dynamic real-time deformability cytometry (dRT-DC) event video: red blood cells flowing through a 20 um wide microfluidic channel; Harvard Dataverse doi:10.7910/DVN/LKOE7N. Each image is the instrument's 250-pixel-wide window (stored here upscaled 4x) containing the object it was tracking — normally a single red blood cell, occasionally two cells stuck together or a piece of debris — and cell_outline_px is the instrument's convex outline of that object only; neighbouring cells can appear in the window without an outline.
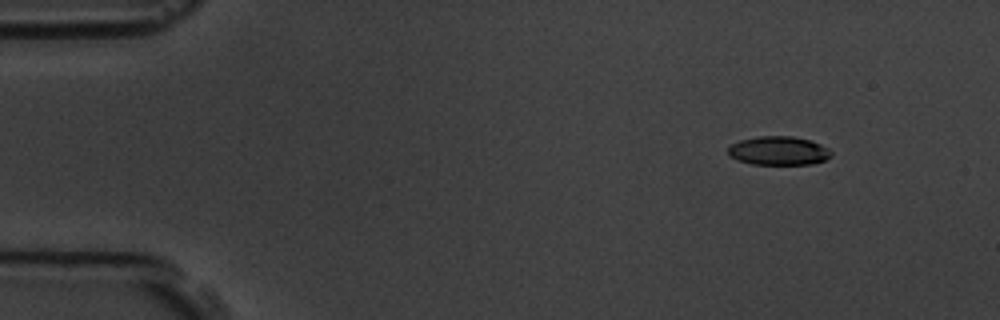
{"species": "common noctule bat (a hibernating species)", "species_latin": "Nyctalus noctula", "temperature_condition": "room temperature", "stored_images_in_passage": 5, "camera_frame_rate_fps": 3000, "um_per_image_px": 0.085, "animal": {"sex": "male", "body_mass_g": 19.5, "forearm_length_mm": 54.6}, "frame": {"image": 1, "passage_image": 2, "time_ms": 2.0, "image_size_px": [1000, 320], "cell_outline_px": [[832, 156], [824, 160], [812, 164], [752, 164], [736, 160], [728, 156], [728, 148], [732, 144], [740, 140], [760, 136], [792, 136], [808, 140], [820, 144], [828, 148], [832, 152]], "centroid_in_image_um": [66.16, 12.82], "position_along_channel_um": 18.8, "area_um2": 17.28}}